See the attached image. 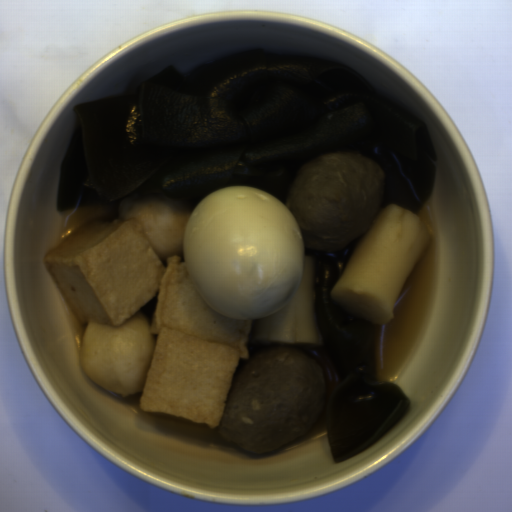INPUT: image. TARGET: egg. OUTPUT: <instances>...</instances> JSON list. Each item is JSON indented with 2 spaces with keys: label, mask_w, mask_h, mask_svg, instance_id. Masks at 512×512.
Here are the masks:
<instances>
[{
  "label": "egg",
  "mask_w": 512,
  "mask_h": 512,
  "mask_svg": "<svg viewBox=\"0 0 512 512\" xmlns=\"http://www.w3.org/2000/svg\"><path fill=\"white\" fill-rule=\"evenodd\" d=\"M189 213L180 263L210 308L258 323L293 299L305 246L283 202L255 187L226 186Z\"/></svg>",
  "instance_id": "d2b9013d"
}]
</instances>
